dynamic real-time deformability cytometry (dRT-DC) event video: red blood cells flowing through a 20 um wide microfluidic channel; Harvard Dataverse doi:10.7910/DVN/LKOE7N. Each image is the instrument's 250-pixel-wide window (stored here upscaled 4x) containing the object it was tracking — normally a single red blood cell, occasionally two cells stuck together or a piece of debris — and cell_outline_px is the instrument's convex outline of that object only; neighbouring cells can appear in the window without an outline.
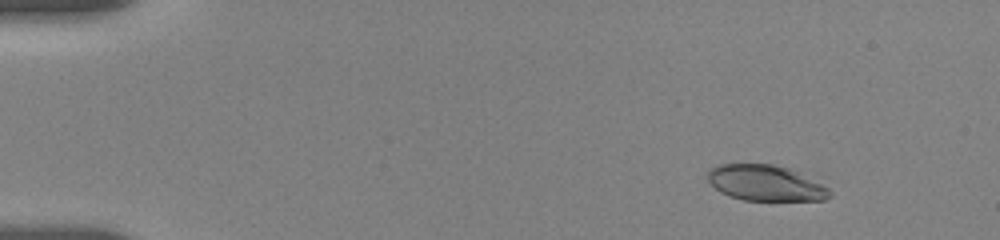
{"species": "human", "species_latin": "Homo sapiens", "temperature_condition": "room temperature", "stored_images_in_passage": 50, "camera_frame_rate_fps": 3000, "um_per_image_px": 0.085, "donor": {"sex": "female"}, "frame": {"image": 1, "passage_image": 1, "time_ms": 0.0, "image_size_px": [1000, 240], "cell_outline_px": [[832, 196], [824, 200], [744, 200], [728, 196], [720, 192], [708, 180], [708, 172], [712, 168], [720, 164], [772, 164], [788, 168], [828, 188], [832, 192]], "centroid_in_image_um": [65.05, 15.57], "position_along_channel_um": 19.9, "area_um2": 25.03}}
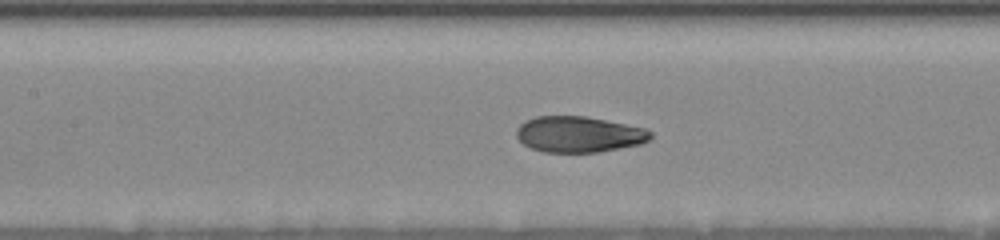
{"frame": {"image": 2, "passage_image": 21, "time_ms": 6.667, "image_size_px": [1000, 240], "cell_outline_px": [[652, 136], [648, 140], [640, 144], [620, 148], [596, 152], [544, 152], [532, 148], [524, 144], [516, 136], [516, 128], [524, 120], [536, 116], [584, 116], [648, 128], [652, 132]], "centroid_in_image_um": [49.2, 11.41], "position_along_channel_um": 158.2, "area_um2": 28.15}}
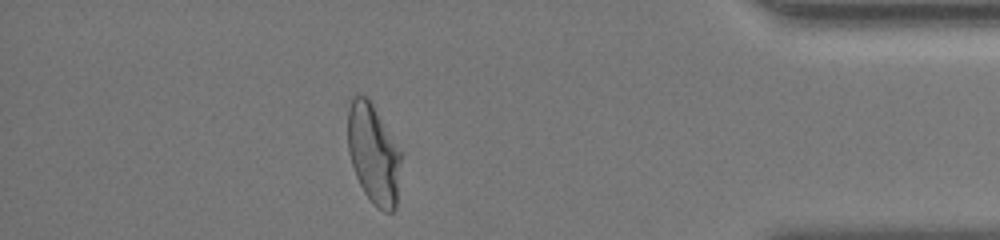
{"frame": {"image": 3, "passage_image": 44, "time_ms": 14.333, "image_size_px": [1000, 240], "cell_outline_px": [[400, 160], [396, 208], [392, 212], [384, 212], [372, 204], [364, 192], [356, 176], [348, 152], [348, 96], [364, 96], [372, 104], [400, 148]], "centroid_in_image_um": [31.72, 13.08], "position_along_channel_um": 403.5, "area_um2": 30.87}, "authors_computed_cell_mechanics": {"area_um2": 28.9578, "velocity_mm_per_s": 3.6506, "shape_relaxation_time_tau1_ms": 5.0001, "shape_relaxation_time_tau2_ms": 0.7859, "deformation_change_tau1": 0.1846, "deformation_change_tau2": 0.0504}}